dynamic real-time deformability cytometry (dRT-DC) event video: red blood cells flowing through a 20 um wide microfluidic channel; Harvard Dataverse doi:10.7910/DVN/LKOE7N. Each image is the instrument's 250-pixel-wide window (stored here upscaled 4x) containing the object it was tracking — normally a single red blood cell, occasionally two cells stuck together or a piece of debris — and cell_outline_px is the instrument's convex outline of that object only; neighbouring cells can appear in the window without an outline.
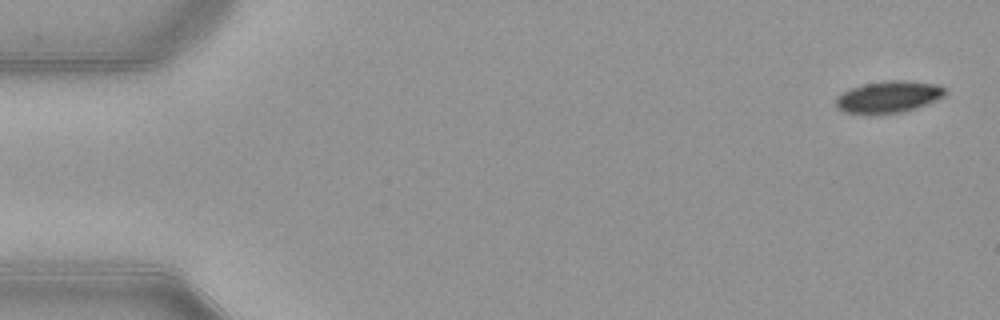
{"species": "common noctule bat (a hibernating species)", "species_latin": "Nyctalus noctula", "temperature_condition": "warm", "stored_images_in_passage": 52, "camera_frame_rate_fps": 3000, "um_per_image_px": 0.085, "animal": {"sex": "female", "body_mass_g": 21.9}, "frame": {"image": 1, "passage_image": 1, "time_ms": 0.0, "image_size_px": [1000, 320], "cell_outline_px": [[948, 92], [944, 96], [936, 100], [916, 108], [904, 112], [844, 112], [836, 108], [836, 96], [840, 92], [864, 84], [888, 80], [908, 80], [940, 84], [948, 88]], "centroid_in_image_um": [75.59, 8.19], "position_along_channel_um": 9.4, "area_um2": 20.17}}
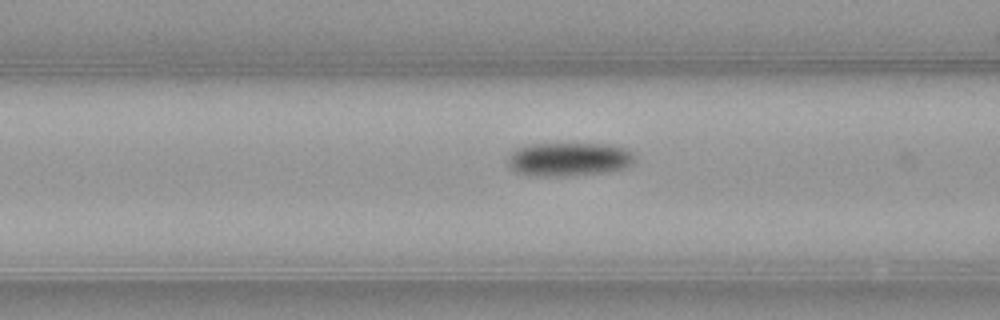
{"frame": {"image": 2, "passage_image": 20, "time_ms": 6.333, "image_size_px": [1000, 320], "cell_outline_px": [[636, 160], [632, 164], [620, 168], [600, 172], [568, 176], [532, 176], [516, 172], [508, 164], [508, 160], [512, 152], [520, 148], [532, 144], [608, 144], [624, 148], [632, 152]], "centroid_in_image_um": [48.35, 13.54], "position_along_channel_um": 118.2, "area_um2": 24.51}}
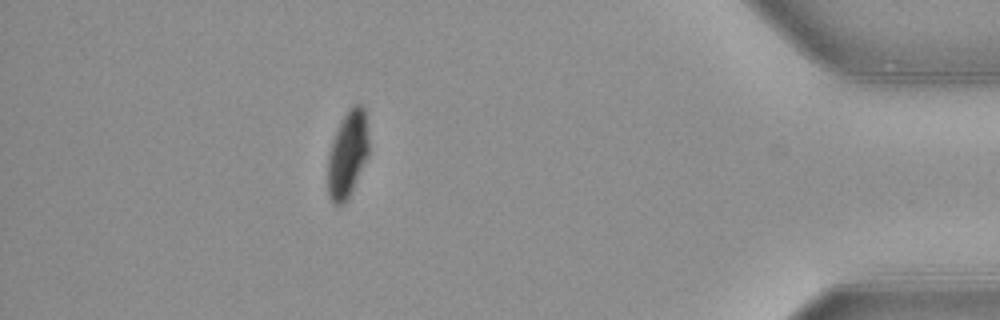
{"frame": {"image": 3, "passage_image": 46, "time_ms": 15.0, "image_size_px": [1000, 320], "cell_outline_px": [[368, 156], [344, 204], [332, 204], [328, 196], [328, 152], [332, 140], [348, 108], [352, 104], [360, 104], [364, 108], [368, 140]], "centroid_in_image_um": [29.52, 13.1], "position_along_channel_um": 405.7, "area_um2": 20.4}, "authors_computed_cell_mechanics": {"area_um2": 23.0622, "velocity_mm_per_s": 3.9081, "shape_relaxation_time_tau1_ms": 2.8904, "shape_relaxation_time_tau2_ms": 5.6835, "deformation_change_tau1": 0.1299, "deformation_change_tau2": 0.0674}}